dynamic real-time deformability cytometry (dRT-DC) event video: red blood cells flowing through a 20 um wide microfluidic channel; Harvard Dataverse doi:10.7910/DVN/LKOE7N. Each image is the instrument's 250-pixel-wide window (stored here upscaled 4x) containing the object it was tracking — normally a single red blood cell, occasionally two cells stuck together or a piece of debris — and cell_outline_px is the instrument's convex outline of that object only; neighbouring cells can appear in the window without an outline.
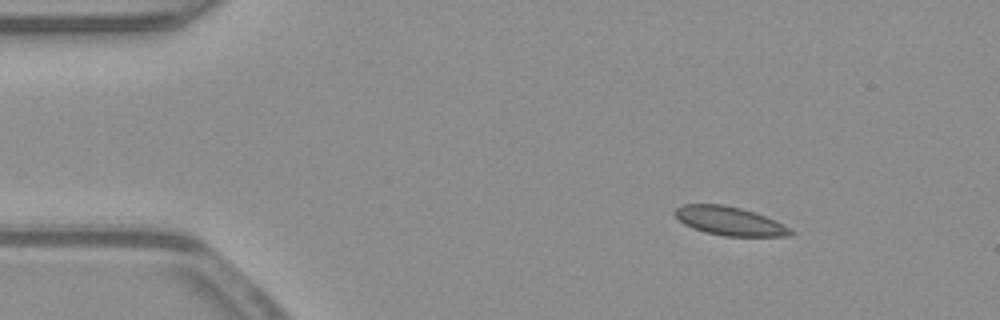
{"species": "common noctule bat (a hibernating species)", "species_latin": "Nyctalus noctula", "temperature_condition": "warm", "stored_images_in_passage": 46, "camera_frame_rate_fps": 3000, "um_per_image_px": 0.085, "animal": {"sex": "male", "body_mass_g": 23.1, "forearm_length_mm": 52.7}, "frame": {"image": 1, "passage_image": 1, "time_ms": 0.0, "image_size_px": [1000, 320], "cell_outline_px": [[796, 232], [792, 236], [724, 236], [704, 232], [692, 228], [684, 224], [672, 212], [676, 208], [684, 204], [724, 204], [756, 212], [776, 220]], "centroid_in_image_um": [62.03, 18.79], "position_along_channel_um": 23.0, "area_um2": 19.54}}
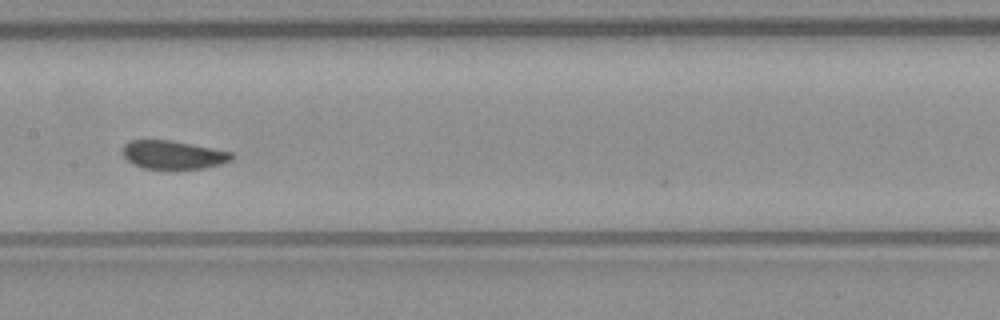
{"frame": {"image": 2, "passage_image": 20, "time_ms": 6.333, "image_size_px": [1000, 320], "cell_outline_px": [[236, 156], [232, 160], [220, 164], [204, 168], [168, 172], [144, 168], [132, 164], [120, 152], [124, 144], [128, 140], [172, 140], [232, 152]], "centroid_in_image_um": [14.7, 13.2], "position_along_channel_um": 192.7, "area_um2": 18.96}}
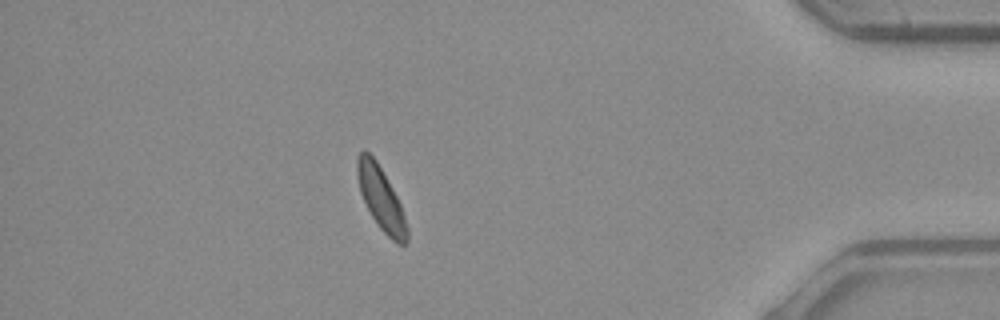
{"frame": {"image": 3, "passage_image": 40, "time_ms": 13.0, "image_size_px": [1000, 320], "cell_outline_px": [[408, 240], [404, 244], [396, 244], [376, 224], [360, 192], [356, 176], [356, 160], [360, 152], [364, 148], [376, 160], [392, 188], [400, 204], [408, 228]], "centroid_in_image_um": [32.36, 16.86], "position_along_channel_um": 402.8, "area_um2": 18.15}, "authors_computed_cell_mechanics": {"area_um2": 18.9873, "velocity_mm_per_s": 3.8883, "shape_relaxation_time_tau1_ms": 5.1412, "shape_relaxation_time_tau2_ms": null, "deformation_change_tau1": 0.0907, "deformation_change_tau2": null}}